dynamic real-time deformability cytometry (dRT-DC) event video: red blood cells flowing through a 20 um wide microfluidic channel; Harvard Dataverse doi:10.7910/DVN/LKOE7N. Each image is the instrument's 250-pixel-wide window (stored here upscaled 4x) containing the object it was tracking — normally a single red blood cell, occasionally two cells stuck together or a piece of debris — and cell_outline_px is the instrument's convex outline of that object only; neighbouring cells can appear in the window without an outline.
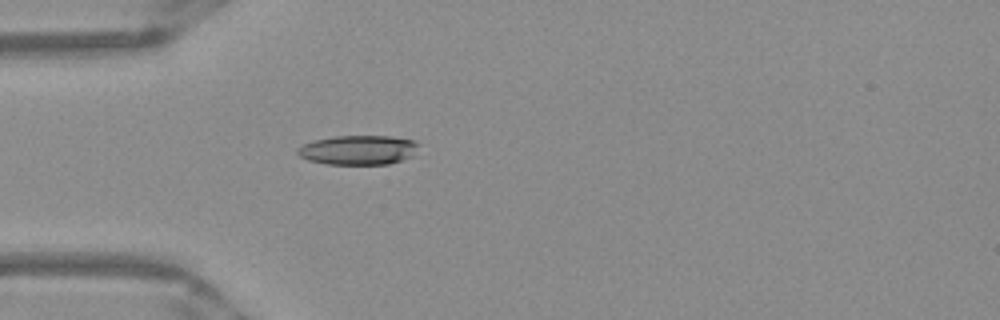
{"species": "Egyptian fruit bat (a non-hibernating species)", "species_latin": "Rousettus aegyptiacus", "temperature_condition": "warm", "stored_images_in_passage": 37, "camera_frame_rate_fps": 3000, "um_per_image_px": 0.085, "frame": {"image": 1, "passage_image": 1, "time_ms": 0.0, "image_size_px": [1000, 320], "cell_outline_px": [[420, 144], [412, 156], [388, 164], [328, 164], [308, 160], [300, 156], [296, 152], [296, 148], [304, 144], [316, 140], [332, 136], [392, 136], [412, 140]], "centroid_in_image_um": [30.44, 12.74], "position_along_channel_um": 54.6, "area_um2": 20.69}}
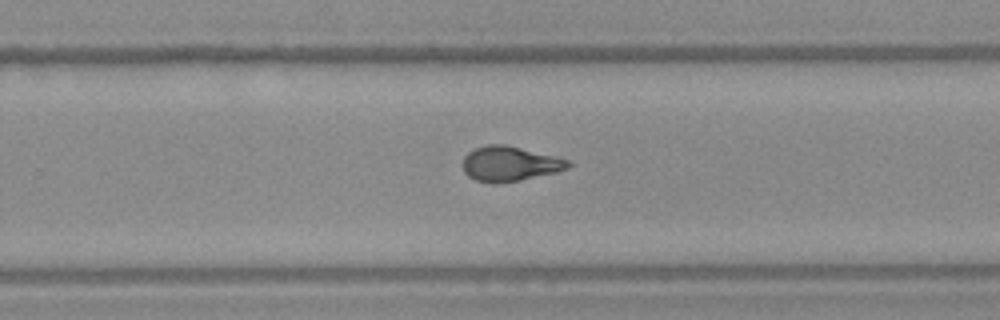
{"frame": {"image": 2, "passage_image": 19, "time_ms": 6.0, "image_size_px": [1000, 320], "cell_outline_px": [[572, 164], [568, 168], [556, 172], [520, 180], [496, 184], [492, 184], [476, 180], [468, 176], [464, 172], [464, 156], [468, 152], [484, 144], [504, 144], [556, 156], [568, 160]], "centroid_in_image_um": [43.32, 13.92], "position_along_channel_um": 286.5, "area_um2": 21.44}}
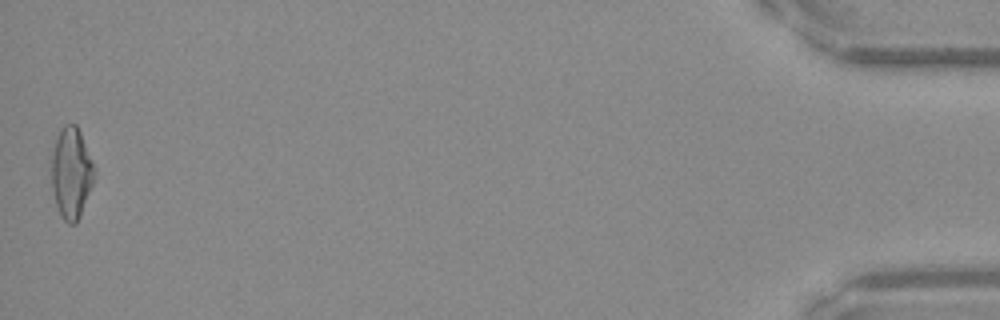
{"frame": {"image": 3, "passage_image": 37, "time_ms": 12.0, "image_size_px": [1000, 320], "cell_outline_px": [[96, 172], [92, 184], [80, 216], [76, 224], [68, 224], [60, 216], [56, 204], [52, 188], [52, 152], [56, 136], [60, 128], [64, 124], [76, 124], [80, 132], [92, 160]], "centroid_in_image_um": [6.05, 14.7], "position_along_channel_um": 429.1, "area_um2": 22.72}, "authors_computed_cell_mechanics": {"area_um2": 21.3282, "velocity_mm_per_s": 3.96, "shape_relaxation_time_tau1_ms": null, "shape_relaxation_time_tau2_ms": 1.8752, "deformation_change_tau1": null, "deformation_change_tau2": 0.0875}}